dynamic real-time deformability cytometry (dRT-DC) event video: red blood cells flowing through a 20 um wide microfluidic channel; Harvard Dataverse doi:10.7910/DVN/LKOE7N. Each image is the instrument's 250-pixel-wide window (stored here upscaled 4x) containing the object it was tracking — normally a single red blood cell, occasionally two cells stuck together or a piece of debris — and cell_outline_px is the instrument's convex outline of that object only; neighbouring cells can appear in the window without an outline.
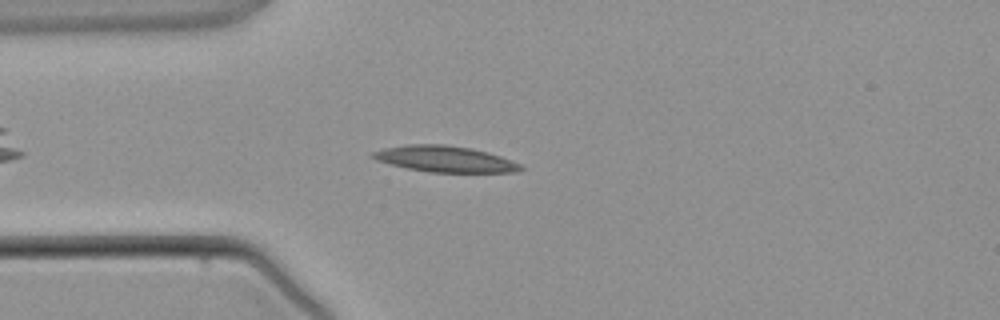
{"species": "common noctule bat (a hibernating species)", "species_latin": "Nyctalus noctula", "temperature_condition": "warm", "stored_images_in_passage": 3, "camera_frame_rate_fps": 3000, "um_per_image_px": 0.085, "animal": {"sex": "male", "body_mass_g": 21.5, "forearm_length_mm": 52.0}, "frame": {"image": 1, "passage_image": 3, "time_ms": 2.333, "image_size_px": [1000, 320], "cell_outline_px": [[524, 168], [516, 172], [428, 172], [408, 168], [376, 160], [368, 156], [372, 152], [384, 148], [408, 144], [444, 144], [472, 148], [488, 152], [500, 156], [520, 164]], "centroid_in_image_um": [37.8, 13.51], "position_along_channel_um": 47.2, "area_um2": 22.43}}